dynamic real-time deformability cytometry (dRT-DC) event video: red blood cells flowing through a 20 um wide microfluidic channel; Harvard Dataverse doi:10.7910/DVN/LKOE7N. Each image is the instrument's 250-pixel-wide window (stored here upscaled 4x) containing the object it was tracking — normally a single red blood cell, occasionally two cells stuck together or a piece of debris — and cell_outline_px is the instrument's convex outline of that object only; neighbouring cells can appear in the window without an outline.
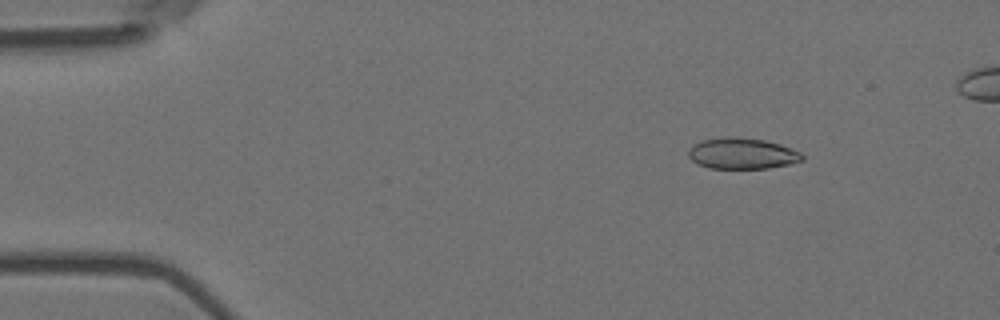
{"species": "Egyptian fruit bat (a non-hibernating species)", "species_latin": "Rousettus aegyptiacus", "temperature_condition": "room temperature", "stored_images_in_passage": 6, "camera_frame_rate_fps": 3000, "um_per_image_px": 0.085, "animal": {"sex": "female"}, "frame": {"image": 1, "passage_image": 3, "time_ms": 0.667, "image_size_px": [1000, 320], "cell_outline_px": [[804, 160], [788, 164], [768, 168], [708, 168], [692, 160], [688, 156], [688, 148], [692, 144], [700, 140], [764, 140], [780, 144], [800, 152], [804, 156]], "centroid_in_image_um": [63.09, 13.1], "position_along_channel_um": 21.9, "area_um2": 19.65}}